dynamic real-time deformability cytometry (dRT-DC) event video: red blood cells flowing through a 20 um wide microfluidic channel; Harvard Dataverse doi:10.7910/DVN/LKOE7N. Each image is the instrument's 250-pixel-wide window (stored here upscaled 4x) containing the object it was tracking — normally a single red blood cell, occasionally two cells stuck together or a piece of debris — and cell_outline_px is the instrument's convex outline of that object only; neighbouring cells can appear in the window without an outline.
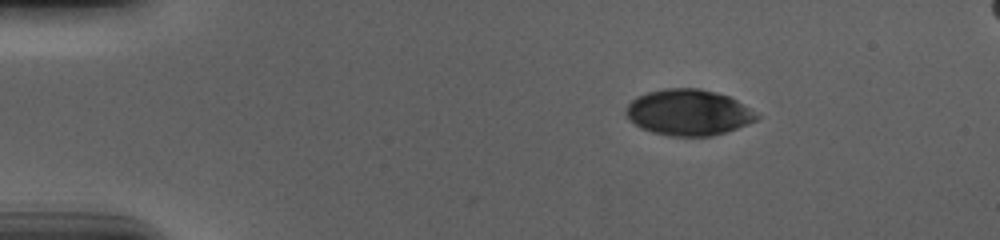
{"species": "human", "species_latin": "Homo sapiens", "temperature_condition": "cold", "stored_images_in_passage": 48, "camera_frame_rate_fps": 3000, "um_per_image_px": 0.085, "donor": {"sex": "male"}, "frame": {"image": 1, "passage_image": 1, "time_ms": 0.0, "image_size_px": [1000, 240], "cell_outline_px": [[760, 116], [756, 120], [748, 124], [712, 136], [672, 136], [652, 132], [640, 128], [628, 120], [624, 112], [624, 108], [636, 96], [648, 92], [664, 88], [700, 88], [716, 92], [728, 96], [736, 100]], "centroid_in_image_um": [58.46, 9.55], "position_along_channel_um": 26.5, "area_um2": 35.08}}
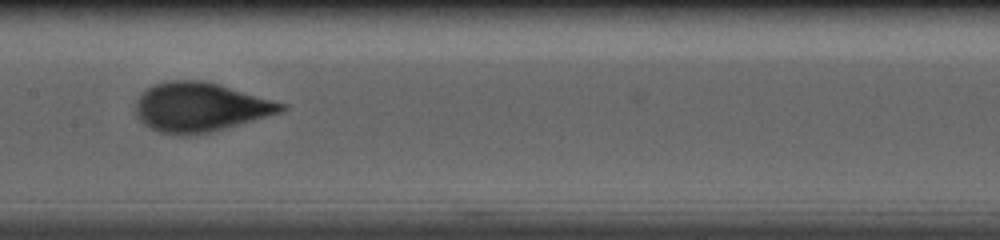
{"frame": {"image": 2, "passage_image": 21, "time_ms": 6.667, "image_size_px": [1000, 240], "cell_outline_px": [[288, 108], [284, 112], [224, 128], [208, 132], [180, 136], [160, 132], [144, 124], [136, 116], [136, 100], [148, 88], [156, 84], [168, 80], [204, 80], [288, 104]], "centroid_in_image_um": [17.05, 9.1], "position_along_channel_um": 190.4, "area_um2": 41.56}}
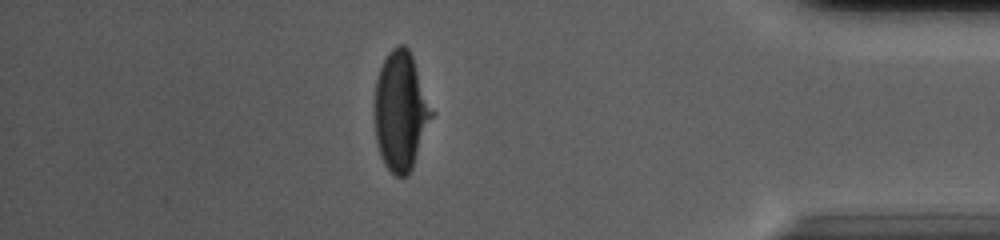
{"frame": {"image": 3, "passage_image": 41, "time_ms": 13.333, "image_size_px": [1000, 240], "cell_outline_px": [[436, 112], [412, 168], [408, 176], [396, 176], [384, 164], [380, 156], [376, 140], [376, 80], [380, 68], [388, 52], [392, 48], [400, 44], [404, 44], [408, 48], [412, 56]], "centroid_in_image_um": [34.11, 9.45], "position_along_channel_um": 401.1, "area_um2": 39.77}, "authors_computed_cell_mechanics": {"area_um2": 40.6912, "velocity_mm_per_s": 3.6891, "shape_relaxation_time_tau1_ms": 4.1054, "shape_relaxation_time_tau2_ms": null, "deformation_change_tau1": 0.1841, "deformation_change_tau2": null}}